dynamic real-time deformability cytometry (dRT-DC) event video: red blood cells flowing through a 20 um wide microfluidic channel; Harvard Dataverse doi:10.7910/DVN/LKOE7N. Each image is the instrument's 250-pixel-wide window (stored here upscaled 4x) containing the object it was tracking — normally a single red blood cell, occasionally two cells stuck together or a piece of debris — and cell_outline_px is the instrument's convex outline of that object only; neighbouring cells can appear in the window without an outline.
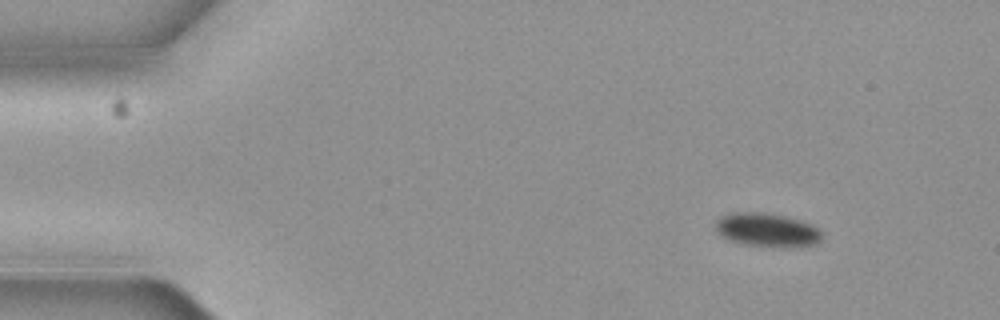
{"species": "common noctule bat (a hibernating species)", "species_latin": "Nyctalus noctula", "temperature_condition": "cold", "stored_images_in_passage": 5, "camera_frame_rate_fps": 3000, "um_per_image_px": 0.085, "animal": {"sex": "female", "body_mass_g": 19.3, "forearm_length_mm": 54.1}, "frame": {"image": 1, "passage_image": 1, "time_ms": 0.0, "image_size_px": [1000, 320], "cell_outline_px": [[820, 240], [816, 244], [744, 244], [728, 240], [716, 228], [716, 224], [724, 216], [736, 212], [764, 212], [784, 216], [800, 220], [812, 224], [820, 232]], "centroid_in_image_um": [65.18, 19.49], "position_along_channel_um": 19.8, "area_um2": 19.48}}
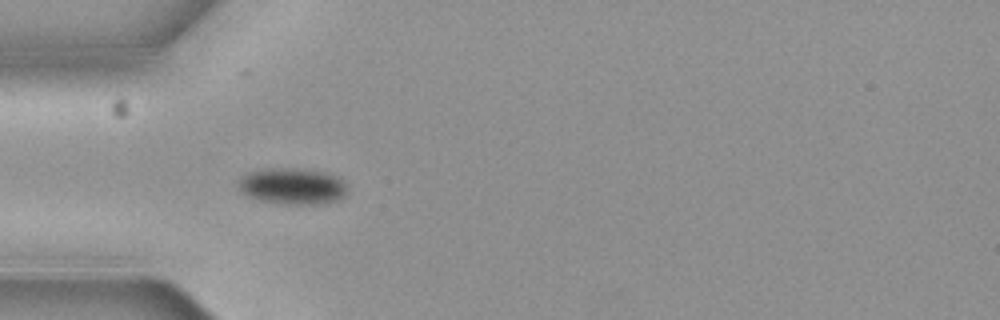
{"frame": {"image": 2, "passage_image": 4, "time_ms": 1.0, "image_size_px": [1000, 320], "cell_outline_px": [[348, 188], [344, 196], [340, 200], [324, 204], [284, 204], [260, 200], [248, 196], [240, 192], [236, 180], [248, 172], [268, 168], [288, 168], [324, 172], [336, 176], [344, 180], [348, 184]], "centroid_in_image_um": [24.87, 15.83], "position_along_channel_um": 60.1, "area_um2": 23.41}}
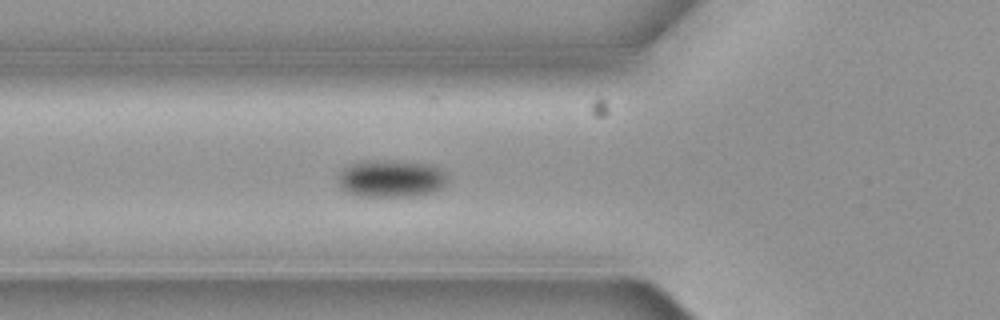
{"frame": {"image": 3, "passage_image": 5, "time_ms": 1.333, "image_size_px": [1000, 320], "cell_outline_px": [[448, 180], [440, 188], [432, 192], [412, 196], [360, 196], [348, 192], [340, 188], [336, 176], [340, 168], [352, 164], [368, 160], [392, 160], [436, 164], [448, 176]], "centroid_in_image_um": [33.22, 15.15], "position_along_channel_um": 92.6, "area_um2": 24.28}}